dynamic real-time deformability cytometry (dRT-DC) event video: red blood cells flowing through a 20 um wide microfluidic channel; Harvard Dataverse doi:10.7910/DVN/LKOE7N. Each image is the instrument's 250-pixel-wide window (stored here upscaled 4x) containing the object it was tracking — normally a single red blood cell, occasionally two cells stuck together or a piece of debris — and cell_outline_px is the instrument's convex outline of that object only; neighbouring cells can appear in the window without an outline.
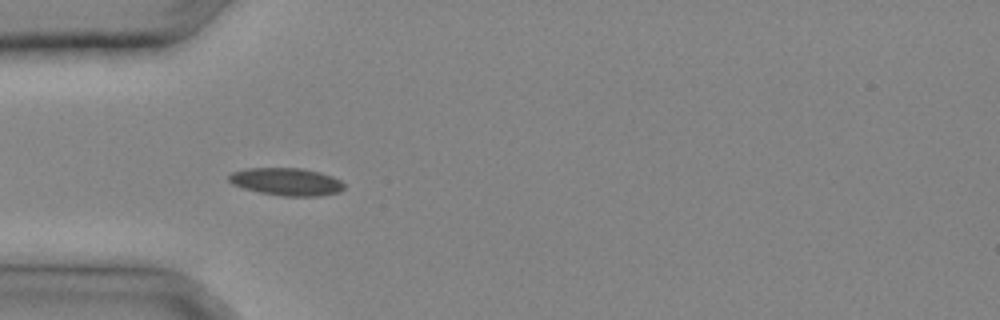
{"species": "common noctule bat (a hibernating species)", "species_latin": "Nyctalus noctula", "temperature_condition": "cold", "stored_images_in_passage": 26, "camera_frame_rate_fps": 3000, "um_per_image_px": 0.085, "animal": {"sex": "male", "body_mass_g": 20.4}, "frame": {"image": 1, "passage_image": 5, "time_ms": 1.333, "image_size_px": [1000, 320], "cell_outline_px": [[344, 188], [340, 192], [320, 196], [284, 196], [260, 192], [244, 188], [232, 184], [228, 180], [228, 176], [232, 172], [244, 168], [304, 168], [320, 172], [332, 176], [340, 180], [344, 184]], "centroid_in_image_um": [24.36, 15.44], "position_along_channel_um": 60.6, "area_um2": 18.61}}
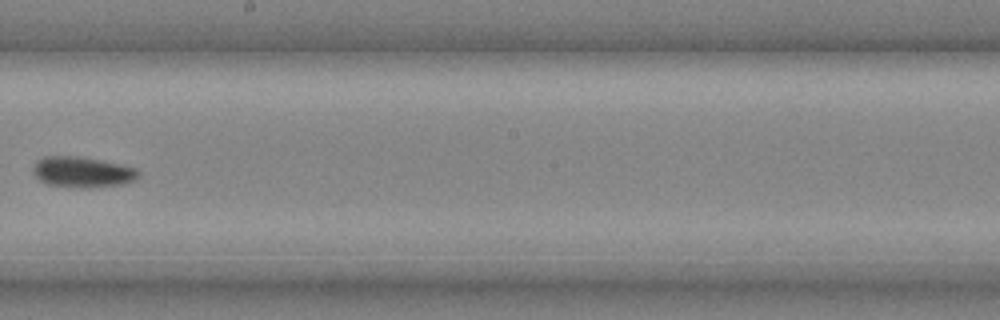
{"frame": {"image": 2, "passage_image": 14, "time_ms": 4.333, "image_size_px": [1000, 320], "cell_outline_px": [[140, 176], [136, 180], [120, 184], [88, 188], [84, 188], [48, 184], [40, 180], [36, 176], [32, 168], [36, 160], [44, 156], [76, 156], [100, 160], [120, 164], [136, 168], [140, 172]], "centroid_in_image_um": [7.01, 14.62], "position_along_channel_um": 241.2, "area_um2": 18.79}}
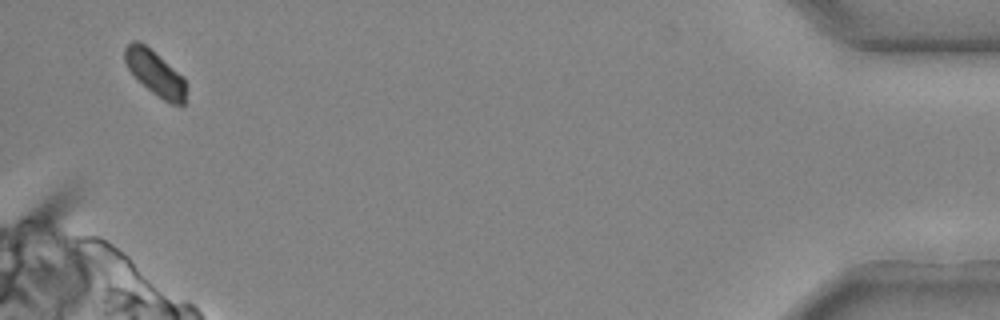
{"frame": {"image": 3, "passage_image": 26, "time_ms": 8.333, "image_size_px": [1000, 320], "cell_outline_px": [[184, 104], [172, 104], [164, 100], [152, 92], [136, 80], [132, 76], [124, 60], [124, 48], [132, 40], [140, 40], [184, 76]], "centroid_in_image_um": [13.13, 6.17], "position_along_channel_um": 422.1, "area_um2": 16.07}}